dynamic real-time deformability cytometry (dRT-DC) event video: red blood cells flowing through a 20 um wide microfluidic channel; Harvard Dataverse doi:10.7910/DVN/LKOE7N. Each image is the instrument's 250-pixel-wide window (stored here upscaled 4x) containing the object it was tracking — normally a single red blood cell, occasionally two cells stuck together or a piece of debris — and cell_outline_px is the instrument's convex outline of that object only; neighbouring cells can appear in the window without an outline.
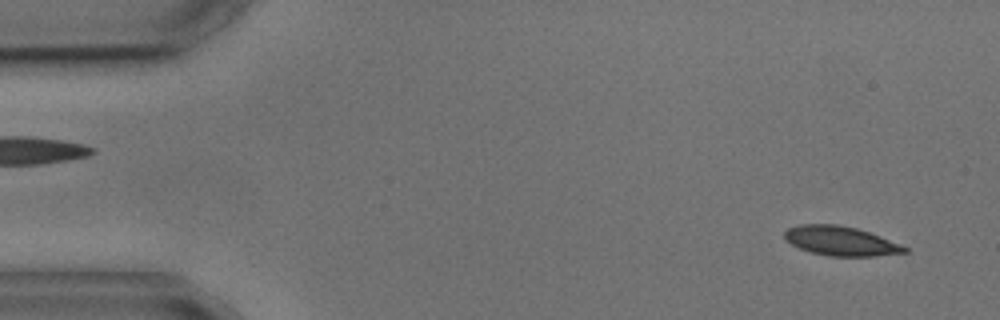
{"species": "common noctule bat (a hibernating species)", "species_latin": "Nyctalus noctula", "temperature_condition": "cold", "stored_images_in_passage": 3, "camera_frame_rate_fps": 3000, "um_per_image_px": 0.085, "animal": {"sex": "male", "body_mass_g": 17.9, "forearm_length_mm": 54.2}, "frame": {"image": 1, "passage_image": 1, "time_ms": 0.0, "image_size_px": [1000, 320], "cell_outline_px": [[908, 252], [872, 256], [828, 256], [812, 252], [800, 248], [792, 244], [784, 236], [784, 232], [788, 228], [800, 224], [836, 224], [856, 228], [880, 236], [900, 244], [908, 248]], "centroid_in_image_um": [71.46, 20.48], "position_along_channel_um": 13.5, "area_um2": 20.29}}